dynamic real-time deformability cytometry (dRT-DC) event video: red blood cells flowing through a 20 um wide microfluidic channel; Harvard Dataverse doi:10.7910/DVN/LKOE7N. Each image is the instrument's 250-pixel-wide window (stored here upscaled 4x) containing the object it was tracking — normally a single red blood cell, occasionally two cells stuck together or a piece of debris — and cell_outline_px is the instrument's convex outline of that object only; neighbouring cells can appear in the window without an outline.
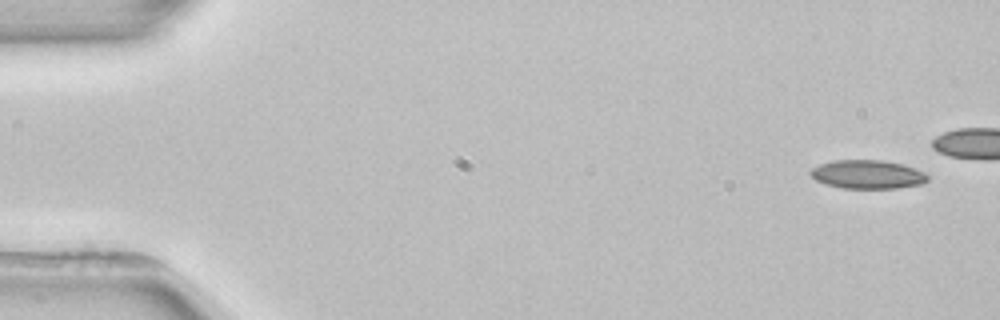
{"species": "common noctule bat (a hibernating species)", "species_latin": "Nyctalus noctula", "temperature_condition": "room temperature", "stored_images_in_passage": 5, "camera_frame_rate_fps": 3000, "um_per_image_px": 0.085, "animal": {"sex": "female", "body_mass_g": 22.7, "forearm_length_mm": 54.2}, "frame": {"image": 1, "passage_image": 1, "time_ms": 0.0, "image_size_px": [1000, 320], "cell_outline_px": [[928, 180], [920, 184], [896, 188], [840, 188], [824, 184], [816, 180], [808, 172], [812, 168], [820, 164], [832, 160], [884, 160], [900, 164], [924, 172], [928, 176]], "centroid_in_image_um": [73.69, 14.82], "position_along_channel_um": 11.3, "area_um2": 19.48}}
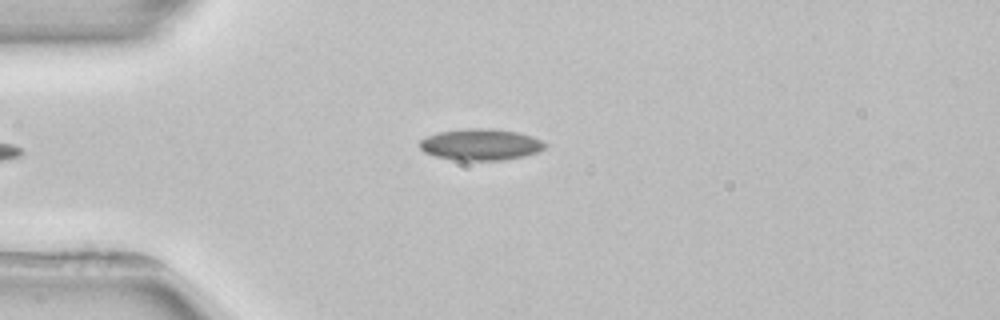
{"frame": {"image": 2, "passage_image": 4, "time_ms": 5.333, "image_size_px": [1000, 320], "cell_outline_px": [[548, 144], [540, 152], [524, 156], [504, 160], [456, 160], [436, 156], [424, 152], [420, 148], [420, 140], [428, 136], [440, 132], [468, 128], [492, 128], [516, 132], [532, 136]], "centroid_in_image_um": [40.89, 12.29], "position_along_channel_um": 44.1, "area_um2": 22.89}}
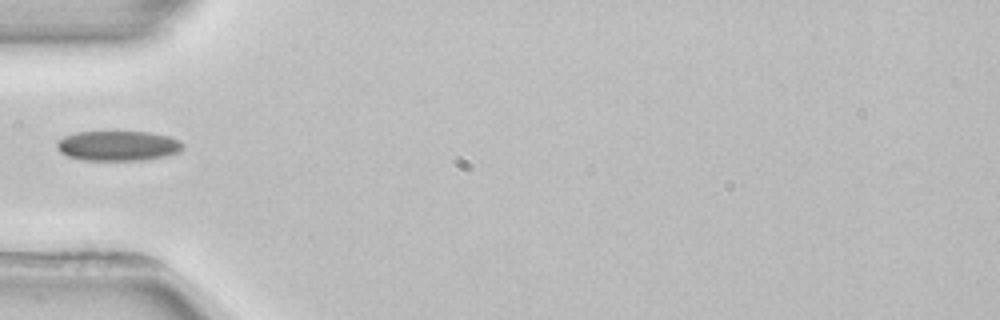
{"frame": {"image": 3, "passage_image": 5, "time_ms": 6.667, "image_size_px": [1000, 320], "cell_outline_px": [[184, 148], [168, 156], [144, 160], [84, 160], [68, 156], [60, 152], [56, 148], [56, 144], [64, 136], [76, 132], [148, 132], [168, 136], [180, 140], [184, 144]], "centroid_in_image_um": [10.05, 12.39], "position_along_channel_um": 75.0, "area_um2": 22.02}}